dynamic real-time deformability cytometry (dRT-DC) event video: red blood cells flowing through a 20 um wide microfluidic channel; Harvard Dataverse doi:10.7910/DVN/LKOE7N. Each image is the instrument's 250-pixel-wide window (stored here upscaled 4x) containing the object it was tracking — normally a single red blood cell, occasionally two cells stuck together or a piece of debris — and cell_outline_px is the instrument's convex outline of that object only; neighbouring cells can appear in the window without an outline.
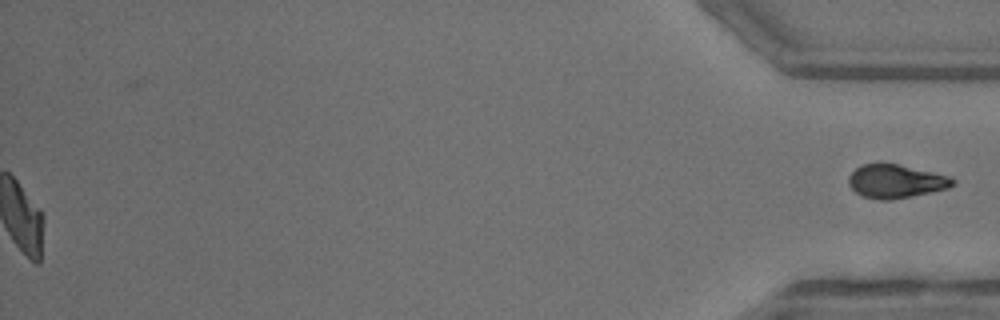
{"species": "common noctule bat (a hibernating species)", "species_latin": "Nyctalus noctula", "temperature_condition": "warm", "stored_images_in_passage": 37, "segment_of_instrument_passage": [2, 2], "camera_frame_rate_fps": 3000, "um_per_image_px": 0.085, "animal": {"sex": "female"}, "frame": {"image": 1, "passage_image": 37, "time_ms": 12.0, "image_size_px": [1000, 320], "cell_outline_px": [[956, 180], [948, 188], [892, 200], [880, 200], [860, 196], [848, 184], [848, 176], [856, 168], [864, 164], [880, 160], [952, 176]], "centroid_in_image_um": [76.1, 15.38], "position_along_channel_um": 359.1, "area_um2": 20.75}}